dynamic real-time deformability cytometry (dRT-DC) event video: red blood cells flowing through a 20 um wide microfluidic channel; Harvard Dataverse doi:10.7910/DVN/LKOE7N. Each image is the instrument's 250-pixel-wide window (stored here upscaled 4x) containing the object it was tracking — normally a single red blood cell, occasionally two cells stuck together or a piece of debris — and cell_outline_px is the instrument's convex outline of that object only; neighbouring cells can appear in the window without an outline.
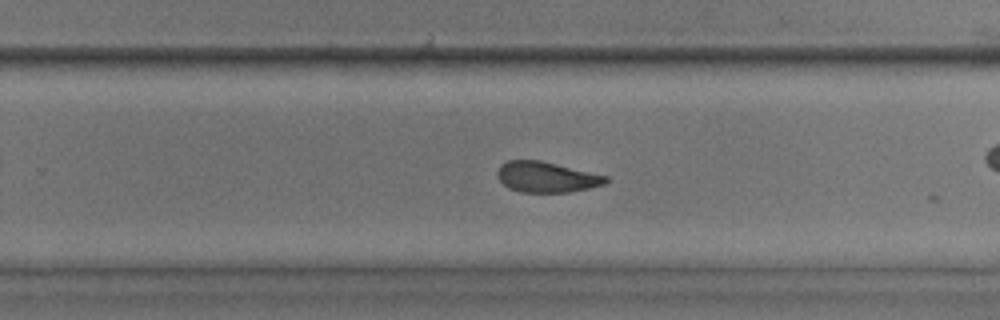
{"species": "common noctule bat (a hibernating species)", "species_latin": "Nyctalus noctula", "temperature_condition": "room temperature", "stored_images_in_passage": 28, "camera_frame_rate_fps": 3000, "um_per_image_px": 0.085, "animal": {"sex": "male", "body_mass_g": 17.9, "forearm_length_mm": 54.2}, "frame": {"image": 1, "passage_image": 27, "time_ms": 8.667, "image_size_px": [1000, 320], "cell_outline_px": [[608, 180], [604, 184], [588, 188], [568, 192], [520, 192], [508, 188], [496, 176], [496, 172], [500, 164], [508, 160], [540, 160], [608, 176]], "centroid_in_image_um": [46.41, 15.04], "position_along_channel_um": 283.4, "area_um2": 19.31}}